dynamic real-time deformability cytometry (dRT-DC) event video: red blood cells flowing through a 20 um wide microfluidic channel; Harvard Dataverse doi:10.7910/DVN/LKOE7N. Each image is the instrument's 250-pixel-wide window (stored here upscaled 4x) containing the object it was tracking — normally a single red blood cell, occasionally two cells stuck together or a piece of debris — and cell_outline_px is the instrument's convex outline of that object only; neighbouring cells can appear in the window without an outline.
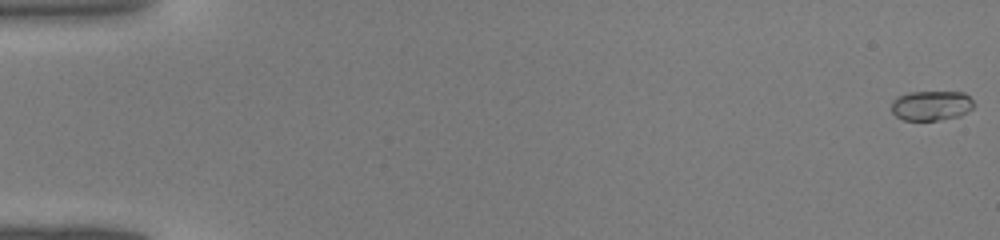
{"species": "common noctule bat (a hibernating species)", "species_latin": "Nyctalus noctula", "temperature_condition": "warm", "stored_images_in_passage": 44, "camera_frame_rate_fps": 3000, "um_per_image_px": 0.085, "animal": {"sex": "male", "body_mass_g": 19.0, "forearm_length_mm": 50.8}, "frame": {"image": 1, "passage_image": 1, "time_ms": 0.0, "image_size_px": [1000, 240], "cell_outline_px": [[976, 104], [972, 108], [960, 116], [936, 120], [904, 120], [896, 116], [892, 112], [892, 100], [900, 96], [912, 92], [964, 92]], "centroid_in_image_um": [79.18, 8.97], "position_along_channel_um": 5.8, "area_um2": 14.22}}
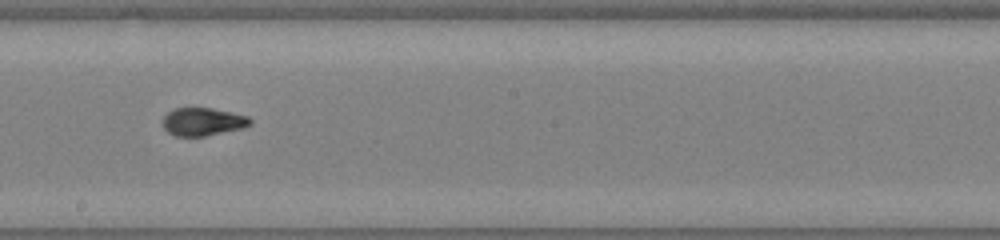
{"frame": {"image": 2, "passage_image": 26, "time_ms": 8.333, "image_size_px": [1000, 240], "cell_outline_px": [[252, 124], [244, 128], [204, 136], [176, 136], [168, 132], [164, 128], [164, 116], [172, 108], [212, 108], [248, 116], [252, 120]], "centroid_in_image_um": [17.26, 10.34], "position_along_channel_um": 230.9, "area_um2": 14.22}}
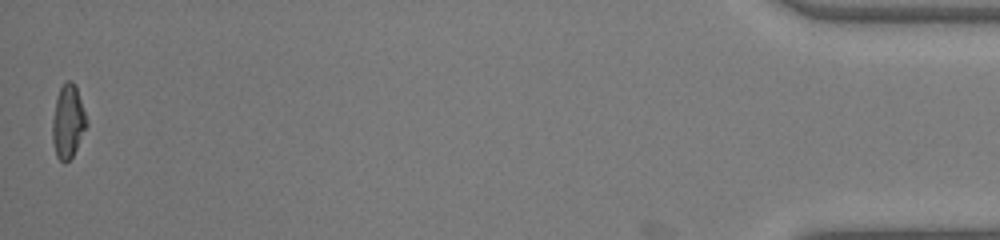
{"frame": {"image": 3, "passage_image": 44, "time_ms": 14.333, "image_size_px": [1000, 240], "cell_outline_px": [[88, 124], [72, 156], [68, 160], [60, 160], [56, 156], [52, 140], [52, 120], [56, 96], [60, 88], [68, 80], [72, 80], [76, 84], [88, 120]], "centroid_in_image_um": [5.78, 10.28], "position_along_channel_um": 429.4, "area_um2": 14.68}}